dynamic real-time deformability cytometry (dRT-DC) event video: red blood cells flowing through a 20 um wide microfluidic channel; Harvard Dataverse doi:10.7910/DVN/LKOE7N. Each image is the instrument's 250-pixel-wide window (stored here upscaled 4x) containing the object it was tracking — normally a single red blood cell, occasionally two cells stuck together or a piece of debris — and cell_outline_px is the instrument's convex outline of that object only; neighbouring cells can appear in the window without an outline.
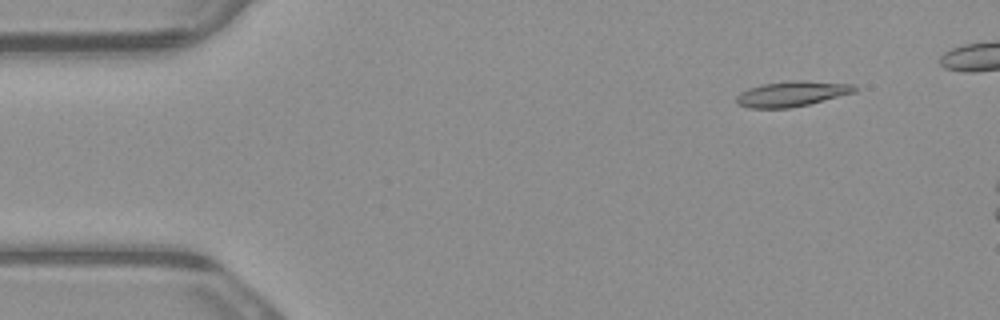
{"species": "common noctule bat (a hibernating species)", "species_latin": "Nyctalus noctula", "temperature_condition": "warm", "stored_images_in_passage": 5, "camera_frame_rate_fps": 3000, "um_per_image_px": 0.085, "animal": {"sex": "male", "body_mass_g": 23.1, "forearm_length_mm": 52.7}, "frame": {"image": 1, "passage_image": 2, "time_ms": 0.333, "image_size_px": [1000, 320], "cell_outline_px": [[856, 92], [792, 108], [748, 108], [740, 104], [736, 100], [736, 96], [740, 92], [748, 88], [760, 84], [792, 80], [804, 80], [856, 84]], "centroid_in_image_um": [67.32, 7.96], "position_along_channel_um": 17.7, "area_um2": 17.57}}